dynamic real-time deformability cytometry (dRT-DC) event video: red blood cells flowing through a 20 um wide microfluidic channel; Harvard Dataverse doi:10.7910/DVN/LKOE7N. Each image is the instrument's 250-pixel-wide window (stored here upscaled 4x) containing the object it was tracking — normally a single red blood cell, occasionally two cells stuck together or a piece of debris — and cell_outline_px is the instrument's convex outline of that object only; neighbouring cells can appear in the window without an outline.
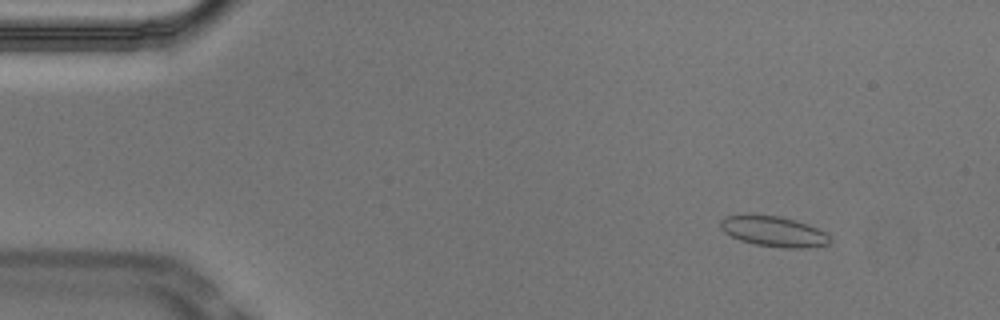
{"species": "Egyptian fruit bat (a non-hibernating species)", "species_latin": "Rousettus aegyptiacus", "temperature_condition": "cold", "stored_images_in_passage": 54, "camera_frame_rate_fps": 3000, "um_per_image_px": 0.085, "animal": {"sex": "male"}, "frame": {"image": 1, "passage_image": 6, "time_ms": 1.667, "image_size_px": [1000, 320], "cell_outline_px": [[832, 240], [828, 244], [808, 248], [784, 248], [756, 244], [740, 240], [724, 232], [720, 228], [720, 220], [724, 216], [780, 216], [808, 224], [824, 232]], "centroid_in_image_um": [65.78, 19.69], "position_along_channel_um": 19.2, "area_um2": 19.02}}
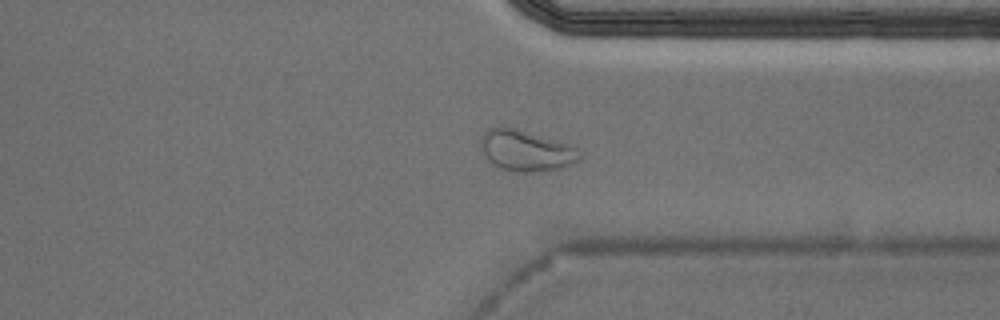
{"frame": {"image": 2, "passage_image": 41, "time_ms": 13.333, "image_size_px": [1000, 320], "cell_outline_px": [[580, 160], [572, 164], [560, 168], [532, 172], [516, 172], [500, 168], [492, 164], [488, 160], [480, 148], [480, 140], [484, 132], [488, 128], [500, 124], [504, 124], [568, 144], [576, 148], [580, 156]], "centroid_in_image_um": [44.64, 12.77], "position_along_channel_um": 366.8, "area_um2": 23.87}}
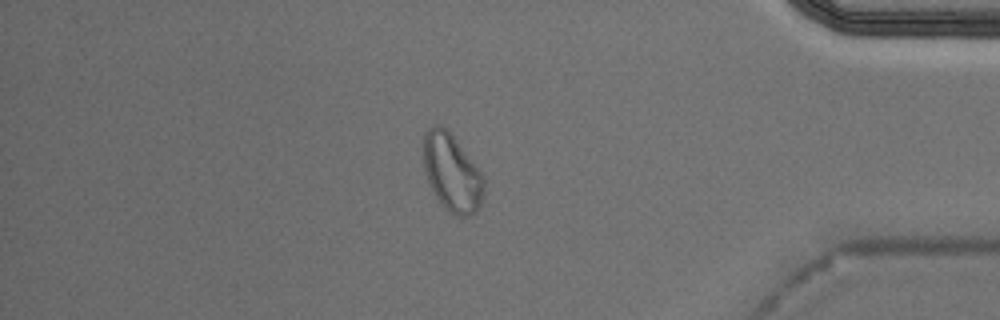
{"frame": {"image": 3, "passage_image": 46, "time_ms": 15.0, "image_size_px": [1000, 320], "cell_outline_px": [[484, 188], [480, 208], [472, 216], [456, 216], [448, 212], [444, 208], [428, 184], [424, 168], [420, 148], [424, 136], [428, 128], [432, 124], [440, 124], [452, 136], [484, 176]], "centroid_in_image_um": [38.37, 14.7], "position_along_channel_um": 396.8, "area_um2": 27.63}, "authors_computed_cell_mechanics": {"area_um2": 18.8139, "velocity_mm_per_s": 3.7059, "shape_relaxation_time_tau1_ms": null, "shape_relaxation_time_tau2_ms": 0.9084, "deformation_change_tau1": null, "deformation_change_tau2": 0.0505}}